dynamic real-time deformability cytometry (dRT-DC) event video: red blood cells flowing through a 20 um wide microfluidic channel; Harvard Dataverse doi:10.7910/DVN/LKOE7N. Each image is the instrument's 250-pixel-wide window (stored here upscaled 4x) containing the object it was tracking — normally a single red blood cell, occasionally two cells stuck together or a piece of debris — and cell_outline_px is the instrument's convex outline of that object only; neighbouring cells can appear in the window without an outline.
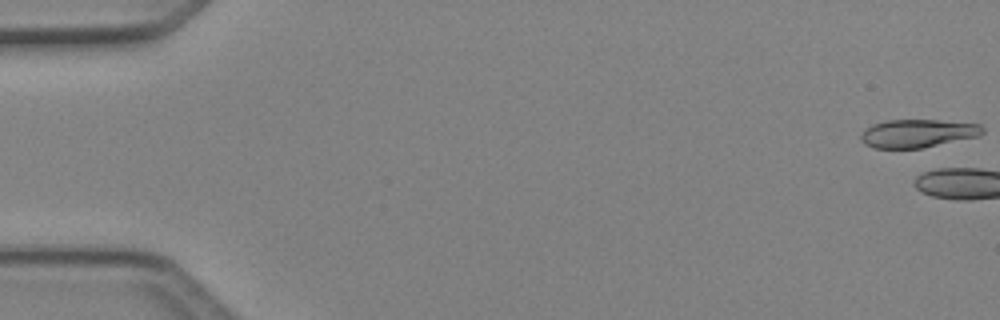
{"species": "Egyptian fruit bat (a non-hibernating species)", "species_latin": "Rousettus aegyptiacus", "temperature_condition": "cold", "stored_images_in_passage": 8, "camera_frame_rate_fps": 3000, "um_per_image_px": 0.085, "animal": {"sex": "female"}, "frame": {"image": 1, "passage_image": 1, "time_ms": 0.0, "image_size_px": [1000, 320], "cell_outline_px": [[984, 132], [980, 136], [920, 148], [872, 148], [864, 144], [860, 140], [860, 136], [864, 128], [872, 124], [888, 120], [936, 120], [980, 124], [984, 128]], "centroid_in_image_um": [77.97, 11.34], "position_along_channel_um": 7.0, "area_um2": 20.06}}